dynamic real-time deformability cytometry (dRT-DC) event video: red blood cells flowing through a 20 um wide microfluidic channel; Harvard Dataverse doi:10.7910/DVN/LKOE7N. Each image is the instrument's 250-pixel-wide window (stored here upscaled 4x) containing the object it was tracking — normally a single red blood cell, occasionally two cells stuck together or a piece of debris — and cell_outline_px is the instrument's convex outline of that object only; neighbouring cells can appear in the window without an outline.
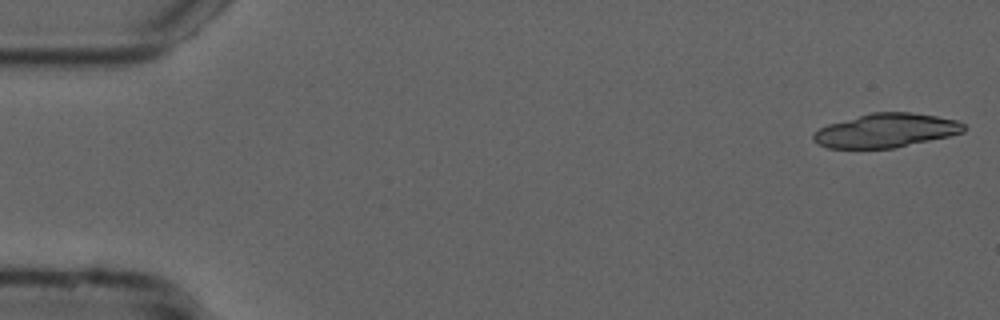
{"species": "common noctule bat (a hibernating species)", "species_latin": "Nyctalus noctula", "temperature_condition": "cold", "stored_images_in_passage": 17, "camera_frame_rate_fps": 3000, "um_per_image_px": 0.085, "animal": {"sex": "male", "forearm_length_mm": 52.5}, "frame": {"image": 1, "passage_image": 1, "time_ms": 0.0, "image_size_px": [1000, 320], "cell_outline_px": [[968, 128], [964, 132], [948, 136], [896, 148], [828, 148], [812, 140], [812, 136], [820, 128], [828, 124], [872, 112], [912, 112], [936, 116], [956, 120], [964, 124]], "centroid_in_image_um": [75.34, 11.09], "position_along_channel_um": 9.7, "area_um2": 29.65}}